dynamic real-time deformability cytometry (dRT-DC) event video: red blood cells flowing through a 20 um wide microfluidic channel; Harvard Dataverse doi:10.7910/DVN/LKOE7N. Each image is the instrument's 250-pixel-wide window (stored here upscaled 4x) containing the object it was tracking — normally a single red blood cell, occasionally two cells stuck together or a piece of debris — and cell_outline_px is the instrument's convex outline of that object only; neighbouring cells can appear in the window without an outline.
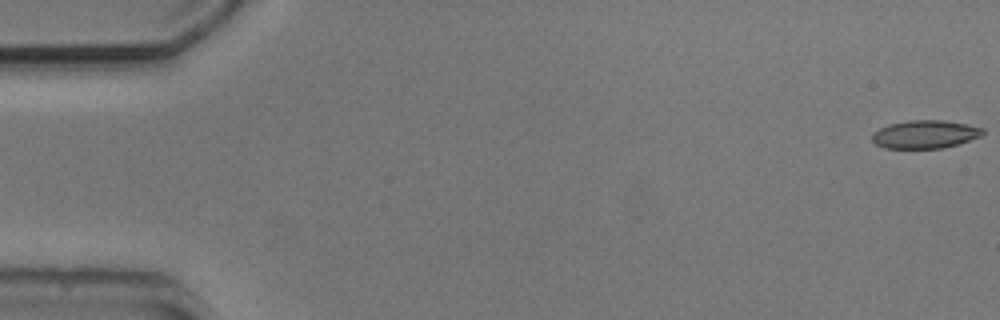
{"species": "common noctule bat (a hibernating species)", "species_latin": "Nyctalus noctula", "temperature_condition": "cold", "stored_images_in_passage": 4, "camera_frame_rate_fps": 3000, "um_per_image_px": 0.085, "animal": {"sex": "male", "body_mass_g": 20.5, "forearm_length_mm": 52.5}, "frame": {"image": 1, "passage_image": 1, "time_ms": 0.0, "image_size_px": [1000, 320], "cell_outline_px": [[984, 132], [980, 136], [944, 148], [884, 148], [876, 144], [872, 140], [872, 132], [888, 124], [908, 120], [944, 120], [984, 128]], "centroid_in_image_um": [78.58, 11.41], "position_along_channel_um": 6.4, "area_um2": 18.03}}